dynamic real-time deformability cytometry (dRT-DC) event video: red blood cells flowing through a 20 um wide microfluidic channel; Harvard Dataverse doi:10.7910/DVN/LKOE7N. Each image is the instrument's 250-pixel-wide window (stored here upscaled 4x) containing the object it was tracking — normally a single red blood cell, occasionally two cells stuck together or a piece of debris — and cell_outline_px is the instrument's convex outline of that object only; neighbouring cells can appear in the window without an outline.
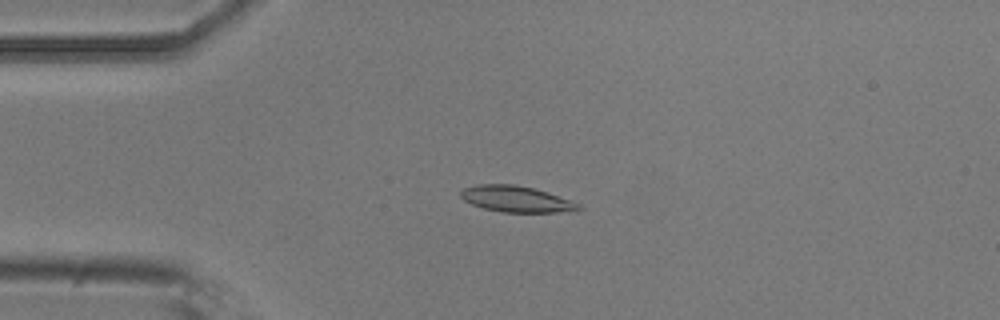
{"species": "common noctule bat (a hibernating species)", "species_latin": "Nyctalus noctula", "temperature_condition": "room temperature", "stored_images_in_passage": 3, "camera_frame_rate_fps": 3000, "um_per_image_px": 0.085, "animal": {"sex": "male", "body_mass_g": 20.5, "forearm_length_mm": 52.5}, "frame": {"image": 1, "passage_image": 2, "time_ms": 0.333, "image_size_px": [1000, 320], "cell_outline_px": [[584, 208], [556, 212], [504, 212], [484, 208], [472, 204], [464, 200], [460, 196], [460, 192], [464, 188], [480, 184], [516, 184], [548, 192], [572, 200], [580, 204]], "centroid_in_image_um": [43.89, 16.91], "position_along_channel_um": 41.1, "area_um2": 17.8}}